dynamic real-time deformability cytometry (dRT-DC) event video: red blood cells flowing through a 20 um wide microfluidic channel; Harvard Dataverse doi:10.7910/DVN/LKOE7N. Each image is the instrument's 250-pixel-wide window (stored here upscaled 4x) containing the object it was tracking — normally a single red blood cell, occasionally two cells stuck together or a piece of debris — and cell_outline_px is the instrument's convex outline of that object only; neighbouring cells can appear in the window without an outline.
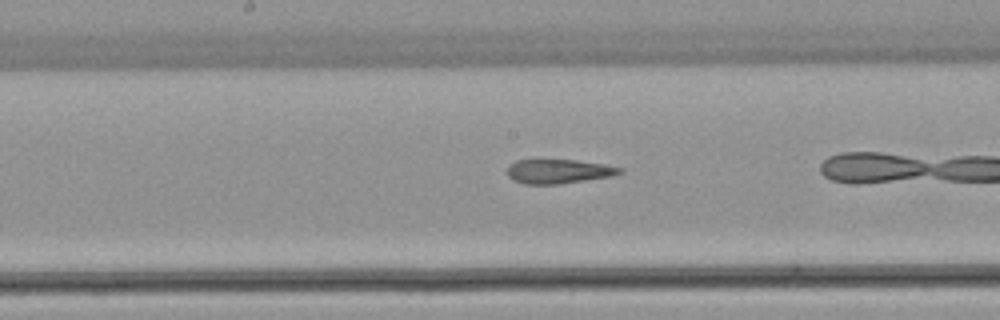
{"species": "common noctule bat (a hibernating species)", "species_latin": "Nyctalus noctula", "temperature_condition": "warm", "stored_images_in_passage": 26, "camera_frame_rate_fps": 3000, "um_per_image_px": 0.085, "animal": {"sex": "female", "body_mass_g": 22.7, "forearm_length_mm": 54.2}, "frame": {"image": 1, "passage_image": 12, "time_ms": 3.667, "image_size_px": [1000, 320], "cell_outline_px": [[624, 172], [612, 176], [560, 184], [524, 184], [512, 180], [508, 176], [508, 164], [516, 160], [576, 160], [604, 164], [624, 168]], "centroid_in_image_um": [47.48, 14.57], "position_along_channel_um": 200.7, "area_um2": 16.01}}
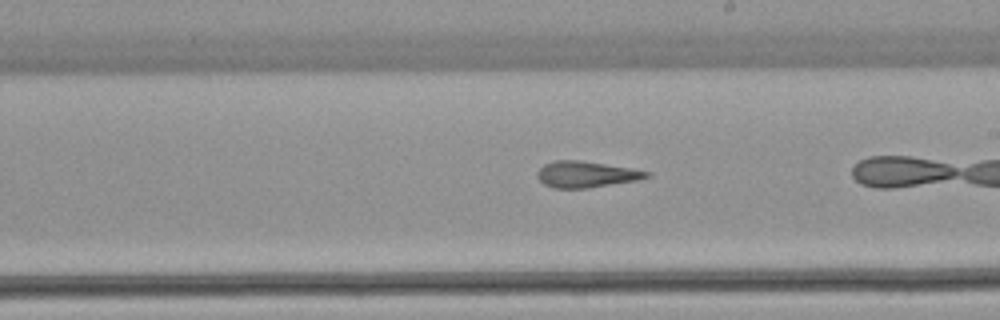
{"frame": {"image": 2, "passage_image": 15, "time_ms": 4.667, "image_size_px": [1000, 320], "cell_outline_px": [[652, 176], [636, 180], [588, 188], [552, 188], [544, 184], [536, 176], [536, 172], [544, 164], [552, 160], [580, 160], [632, 168], [652, 172]], "centroid_in_image_um": [49.81, 14.81], "position_along_channel_um": 239.2, "area_um2": 16.82}}